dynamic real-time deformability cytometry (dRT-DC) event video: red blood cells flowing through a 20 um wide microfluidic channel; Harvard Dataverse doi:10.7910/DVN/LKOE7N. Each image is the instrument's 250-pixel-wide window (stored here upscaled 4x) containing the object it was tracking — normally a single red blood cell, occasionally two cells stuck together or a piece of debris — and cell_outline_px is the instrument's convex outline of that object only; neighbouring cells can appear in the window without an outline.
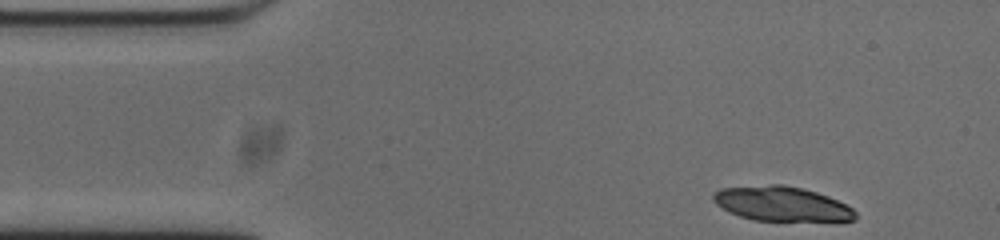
{"species": "common noctule bat (a hibernating species)", "species_latin": "Nyctalus noctula", "temperature_condition": "cold", "stored_images_in_passage": 48, "segment_of_instrument_passage": [1, 2], "camera_frame_rate_fps": 3000, "um_per_image_px": 0.085, "animal": {"sex": "male", "body_mass_g": 20.0, "forearm_length_mm": 53.3}, "frame": {"image": 1, "passage_image": 1, "time_ms": 0.0, "image_size_px": [1000, 240], "cell_outline_px": [[856, 220], [752, 220], [728, 212], [716, 204], [712, 200], [712, 196], [720, 188], [772, 184], [780, 184], [800, 188], [816, 192], [828, 196], [852, 208], [856, 212]], "centroid_in_image_um": [66.39, 17.32], "position_along_channel_um": 18.6, "area_um2": 28.26}}